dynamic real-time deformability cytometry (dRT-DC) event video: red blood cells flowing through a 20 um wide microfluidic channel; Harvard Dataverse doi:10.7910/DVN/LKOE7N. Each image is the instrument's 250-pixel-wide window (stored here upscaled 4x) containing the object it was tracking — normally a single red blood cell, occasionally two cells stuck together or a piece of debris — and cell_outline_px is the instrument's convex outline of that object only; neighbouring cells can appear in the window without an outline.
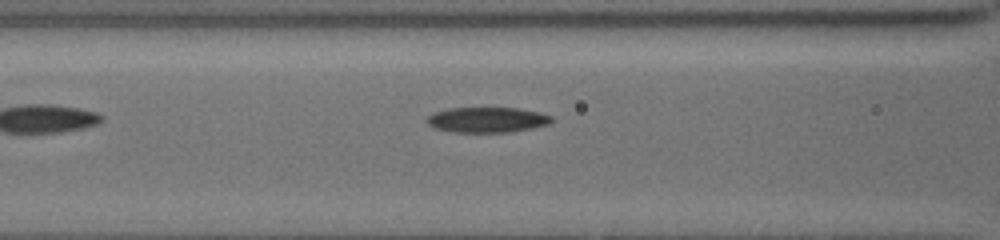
{"species": "common noctule bat (a hibernating species)", "species_latin": "Nyctalus noctula", "temperature_condition": "cold", "stored_images_in_passage": 4, "camera_frame_rate_fps": 3000, "um_per_image_px": 0.085, "animal": {"sex": "female", "body_mass_g": 19.5, "forearm_length_mm": 54.1}, "frame": {"image": 1, "passage_image": 4, "time_ms": 3.333, "image_size_px": [1000, 240], "cell_outline_px": [[556, 120], [548, 124], [532, 128], [508, 132], [452, 132], [436, 128], [428, 124], [428, 116], [436, 112], [448, 108], [516, 108], [540, 112], [552, 116]], "centroid_in_image_um": [41.46, 10.18], "position_along_channel_um": 125.1, "area_um2": 18.32}}